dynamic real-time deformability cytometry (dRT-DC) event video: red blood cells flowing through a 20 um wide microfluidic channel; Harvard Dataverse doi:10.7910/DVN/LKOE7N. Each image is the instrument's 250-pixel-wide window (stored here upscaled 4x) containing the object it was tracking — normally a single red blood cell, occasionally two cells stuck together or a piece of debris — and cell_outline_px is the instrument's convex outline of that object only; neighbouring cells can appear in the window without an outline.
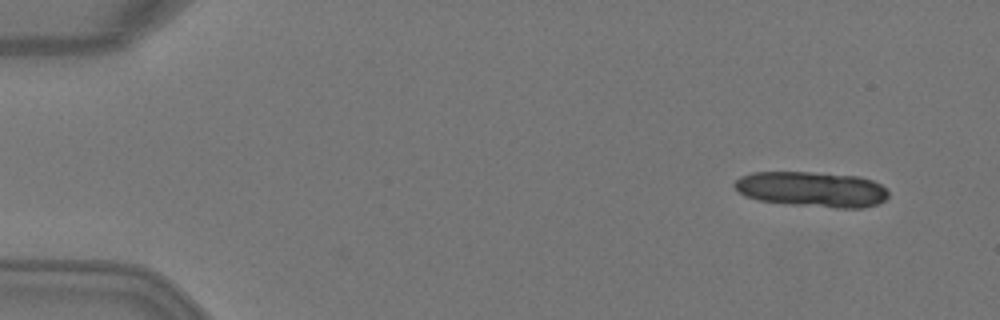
{"species": "Egyptian fruit bat (a non-hibernating species)", "species_latin": "Rousettus aegyptiacus", "temperature_condition": "warm", "stored_images_in_passage": 6, "segment_of_instrument_passage": [1, 2], "camera_frame_rate_fps": 3000, "um_per_image_px": 0.085, "animal": {"sex": "female"}, "frame": {"image": 1, "passage_image": 1, "time_ms": 0.0, "image_size_px": [1000, 320], "cell_outline_px": [[888, 196], [884, 200], [876, 204], [864, 208], [836, 208], [792, 204], [760, 200], [744, 196], [732, 184], [740, 176], [752, 172], [808, 172], [856, 176], [872, 180], [880, 184], [888, 192]], "centroid_in_image_um": [69.0, 16.09], "position_along_channel_um": 16.0, "area_um2": 31.5}}